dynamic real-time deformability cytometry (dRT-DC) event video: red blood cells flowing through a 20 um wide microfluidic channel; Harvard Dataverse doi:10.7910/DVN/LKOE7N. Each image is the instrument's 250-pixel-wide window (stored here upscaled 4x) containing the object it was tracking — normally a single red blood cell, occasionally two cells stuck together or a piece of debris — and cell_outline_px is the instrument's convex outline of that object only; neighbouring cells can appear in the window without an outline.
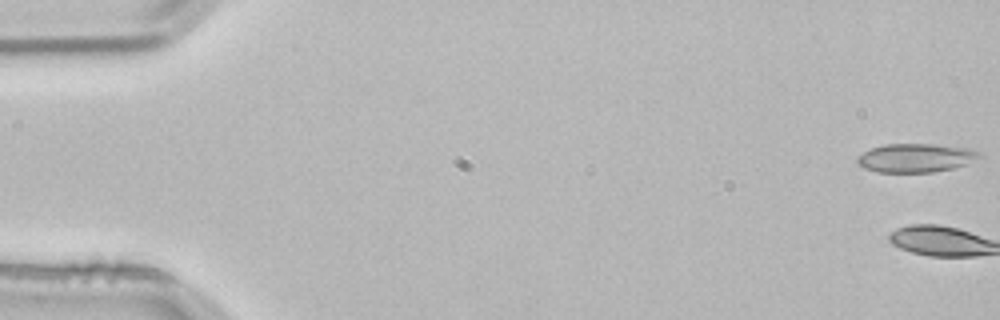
{"species": "common noctule bat (a hibernating species)", "species_latin": "Nyctalus noctula", "temperature_condition": "room temperature", "stored_images_in_passage": 3, "camera_frame_rate_fps": 3000, "um_per_image_px": 0.085, "animal": {"sex": "male", "body_mass_g": 21.5, "forearm_length_mm": 52.0}, "frame": {"image": 1, "passage_image": 1, "time_ms": 0.0, "image_size_px": [1000, 320], "cell_outline_px": [[984, 156], [964, 164], [952, 168], [932, 172], [876, 172], [864, 168], [856, 160], [856, 156], [872, 148], [884, 144], [932, 144], [968, 148], [980, 152]], "centroid_in_image_um": [77.82, 13.42], "position_along_channel_um": 7.2, "area_um2": 20.29}}